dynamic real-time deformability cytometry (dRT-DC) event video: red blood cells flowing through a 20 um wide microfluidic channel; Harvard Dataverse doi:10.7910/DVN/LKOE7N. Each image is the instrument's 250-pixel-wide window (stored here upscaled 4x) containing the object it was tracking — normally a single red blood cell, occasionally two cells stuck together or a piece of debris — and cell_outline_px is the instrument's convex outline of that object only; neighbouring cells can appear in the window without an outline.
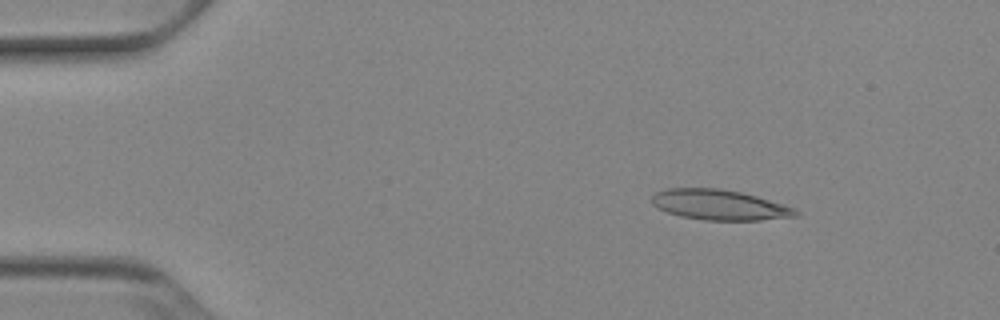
{"species": "Egyptian fruit bat (a non-hibernating species)", "species_latin": "Rousettus aegyptiacus", "temperature_condition": "cold", "stored_images_in_passage": 50, "camera_frame_rate_fps": 3000, "um_per_image_px": 0.085, "animal": {"sex": "female"}, "frame": {"image": 1, "passage_image": 6, "time_ms": 1.667, "image_size_px": [1000, 320], "cell_outline_px": [[800, 216], [760, 220], [704, 220], [680, 216], [656, 208], [652, 204], [652, 196], [656, 192], [664, 188], [720, 188], [740, 192], [756, 196], [792, 208], [800, 212]], "centroid_in_image_um": [61.1, 17.41], "position_along_channel_um": 23.9, "area_um2": 25.32}}
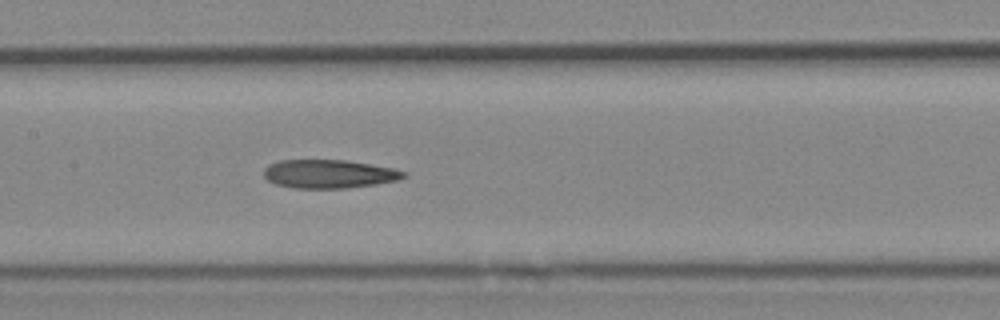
{"frame": {"image": 2, "passage_image": 24, "time_ms": 7.667, "image_size_px": [1000, 320], "cell_outline_px": [[408, 176], [400, 180], [376, 184], [348, 188], [292, 188], [276, 184], [268, 180], [264, 176], [264, 168], [268, 164], [280, 160], [344, 160], [392, 168], [408, 172]], "centroid_in_image_um": [27.98, 14.79], "position_along_channel_um": 179.4, "area_um2": 23.35}}
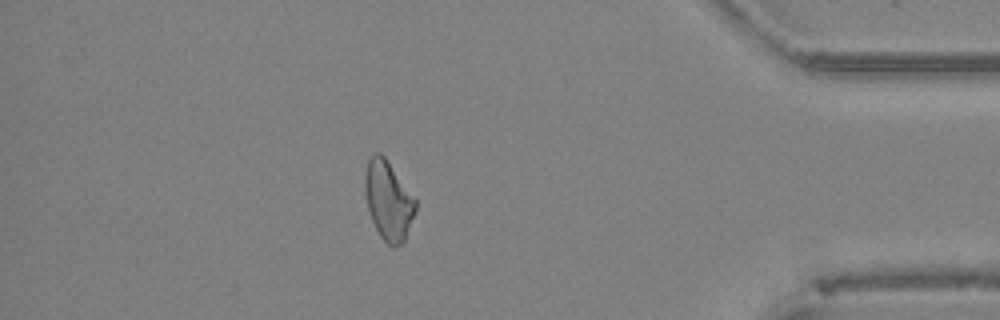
{"frame": {"image": 3, "passage_image": 44, "time_ms": 14.333, "image_size_px": [1000, 320], "cell_outline_px": [[416, 212], [404, 240], [396, 248], [392, 248], [380, 236], [372, 220], [368, 208], [364, 192], [364, 176], [368, 160], [376, 152], [380, 152], [384, 156], [416, 200]], "centroid_in_image_um": [33.0, 17.06], "position_along_channel_um": 402.2, "area_um2": 23.12}, "authors_computed_cell_mechanics": {"area_um2": 24.3627, "velocity_mm_per_s": 3.9141, "shape_relaxation_time_tau1_ms": null, "shape_relaxation_time_tau2_ms": 11.0015, "deformation_change_tau1": null, "deformation_change_tau2": 0.284}}